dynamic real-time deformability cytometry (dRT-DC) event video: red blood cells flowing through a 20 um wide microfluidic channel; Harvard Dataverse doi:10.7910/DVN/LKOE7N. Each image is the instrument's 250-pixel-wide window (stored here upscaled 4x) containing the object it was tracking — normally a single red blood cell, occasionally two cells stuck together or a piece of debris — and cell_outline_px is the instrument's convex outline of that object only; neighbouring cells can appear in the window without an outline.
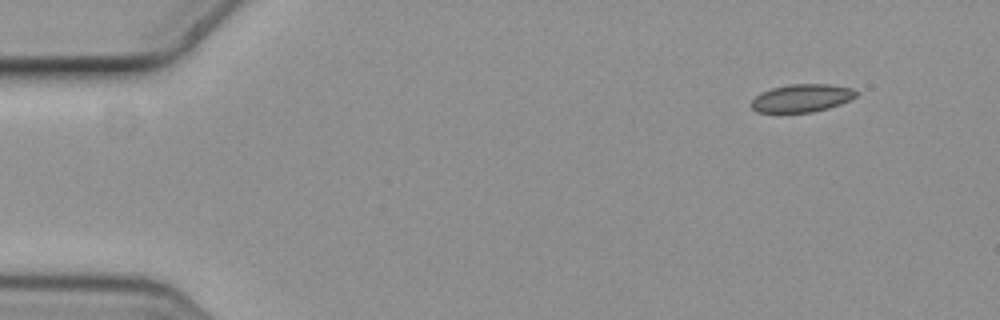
{"species": "common noctule bat (a hibernating species)", "species_latin": "Nyctalus noctula", "temperature_condition": "cold", "stored_images_in_passage": 4, "camera_frame_rate_fps": 3000, "um_per_image_px": 0.085, "animal": {"sex": "female", "body_mass_g": 19.3, "forearm_length_mm": 54.1}, "frame": {"image": 1, "passage_image": 1, "time_ms": 0.0, "image_size_px": [1000, 320], "cell_outline_px": [[860, 92], [856, 96], [840, 104], [828, 108], [812, 112], [756, 112], [748, 104], [760, 92], [772, 88], [788, 84], [828, 84], [852, 88]], "centroid_in_image_um": [68.13, 8.33], "position_along_channel_um": 16.9, "area_um2": 17.11}}
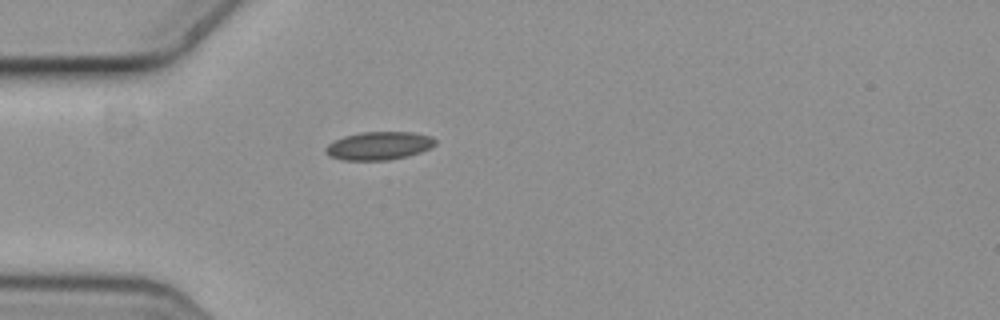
{"frame": {"image": 2, "passage_image": 4, "time_ms": 1.0, "image_size_px": [1000, 320], "cell_outline_px": [[436, 144], [420, 152], [408, 156], [388, 160], [344, 160], [328, 156], [324, 152], [324, 148], [328, 144], [344, 136], [360, 132], [412, 132], [432, 136], [436, 140]], "centroid_in_image_um": [32.19, 12.39], "position_along_channel_um": 52.8, "area_um2": 18.03}}